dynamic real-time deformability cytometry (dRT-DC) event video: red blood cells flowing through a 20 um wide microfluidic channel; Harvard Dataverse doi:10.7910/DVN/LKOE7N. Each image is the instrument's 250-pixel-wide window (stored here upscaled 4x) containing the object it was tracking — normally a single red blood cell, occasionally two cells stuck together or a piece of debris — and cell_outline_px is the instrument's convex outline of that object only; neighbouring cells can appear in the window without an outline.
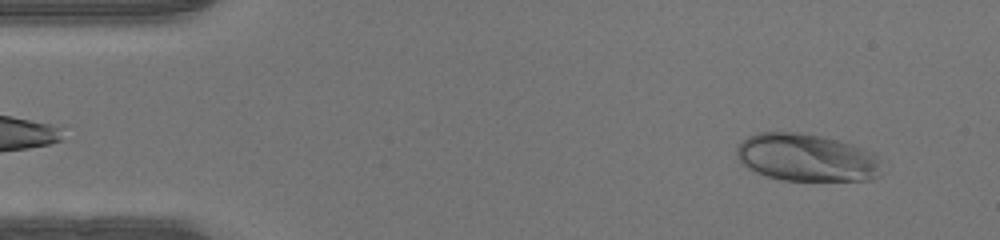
{"species": "human", "species_latin": "Homo sapiens", "temperature_condition": "warm", "stored_images_in_passage": 46, "camera_frame_rate_fps": 3000, "um_per_image_px": 0.085, "donor": {"sex": "male"}, "frame": {"image": 1, "passage_image": 3, "time_ms": 0.667, "image_size_px": [1000, 240], "cell_outline_px": [[880, 176], [868, 180], [784, 180], [768, 176], [756, 172], [740, 164], [736, 156], [736, 148], [748, 136], [760, 132], [800, 132], [820, 136], [852, 144], [872, 152], [876, 160]], "centroid_in_image_um": [68.49, 13.39], "position_along_channel_um": 16.5, "area_um2": 39.82}}
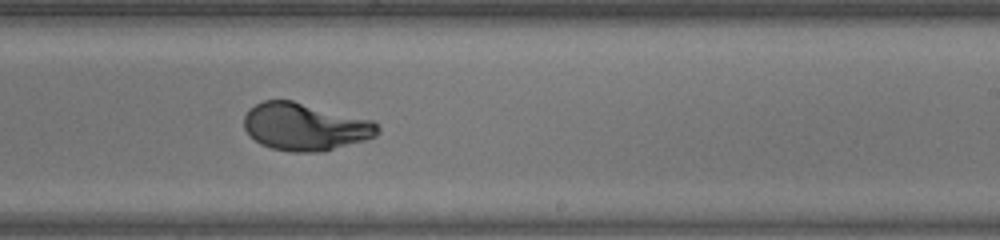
{"frame": {"image": 2, "passage_image": 27, "time_ms": 8.667, "image_size_px": [1000, 240], "cell_outline_px": [[380, 132], [376, 136], [364, 140], [320, 152], [292, 152], [272, 148], [260, 144], [244, 128], [244, 116], [248, 108], [264, 100], [292, 100], [376, 120], [380, 128]], "centroid_in_image_um": [25.96, 10.76], "position_along_channel_um": 263.0, "area_um2": 37.22}}
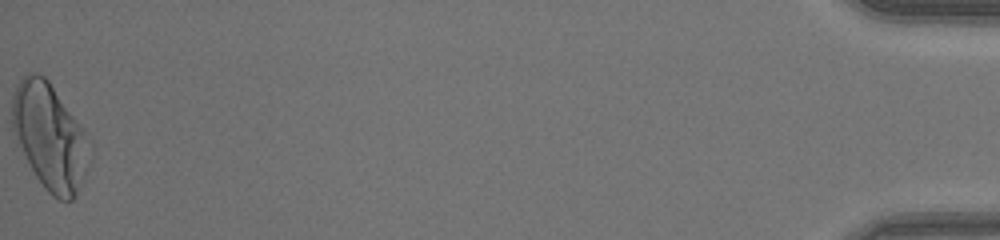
{"frame": {"image": 3, "passage_image": 46, "time_ms": 15.0, "image_size_px": [1000, 240], "cell_outline_px": [[88, 164], [84, 176], [72, 200], [60, 200], [52, 196], [44, 188], [28, 164], [12, 128], [12, 96], [16, 84], [28, 72], [36, 72], [44, 76], [48, 80], [84, 128]], "centroid_in_image_um": [4.18, 11.57], "position_along_channel_um": 431.0, "area_um2": 46.99}}